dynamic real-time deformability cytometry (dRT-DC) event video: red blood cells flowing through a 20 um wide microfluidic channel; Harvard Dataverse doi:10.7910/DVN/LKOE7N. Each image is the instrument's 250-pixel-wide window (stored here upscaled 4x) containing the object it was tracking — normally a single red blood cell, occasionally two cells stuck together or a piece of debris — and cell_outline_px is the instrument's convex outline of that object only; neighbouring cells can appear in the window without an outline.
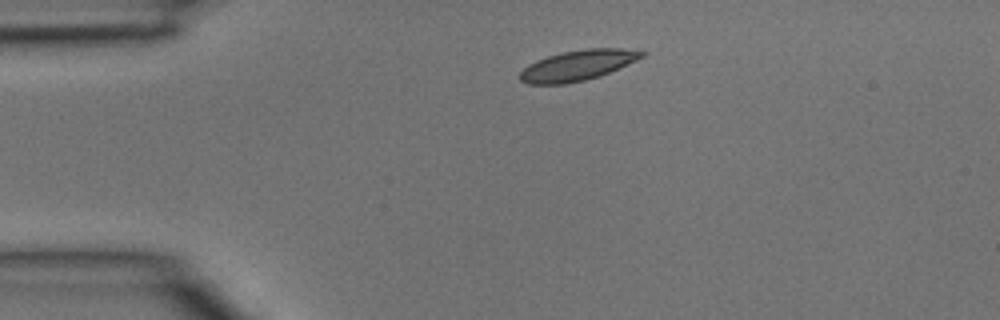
{"species": "common noctule bat (a hibernating species)", "species_latin": "Nyctalus noctula", "temperature_condition": "room temperature", "stored_images_in_passage": 2, "camera_frame_rate_fps": 3000, "um_per_image_px": 0.085, "animal": {"sex": "male", "body_mass_g": 15.6}, "frame": {"image": 1, "passage_image": 1, "time_ms": 0.0, "image_size_px": [1000, 320], "cell_outline_px": [[648, 52], [644, 56], [636, 60], [600, 76], [584, 80], [564, 84], [528, 84], [520, 80], [520, 72], [528, 64], [536, 60], [548, 56], [564, 52], [584, 48], [620, 48]], "centroid_in_image_um": [49.09, 5.55], "position_along_channel_um": 35.9, "area_um2": 21.44}}